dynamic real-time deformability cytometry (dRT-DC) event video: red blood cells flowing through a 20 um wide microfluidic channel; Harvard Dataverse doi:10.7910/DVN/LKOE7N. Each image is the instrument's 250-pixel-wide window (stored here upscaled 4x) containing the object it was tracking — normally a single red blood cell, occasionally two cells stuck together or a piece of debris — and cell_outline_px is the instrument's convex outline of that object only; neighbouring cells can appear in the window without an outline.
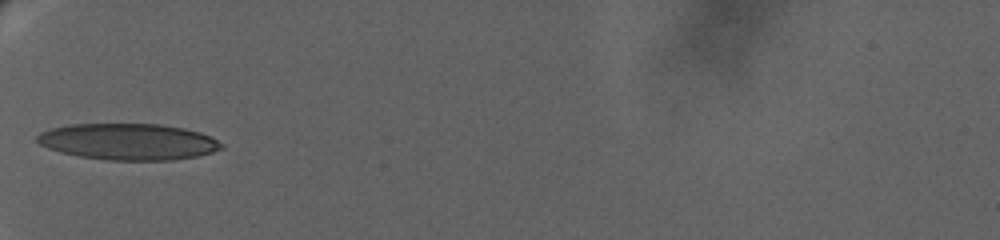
{"species": "human", "species_latin": "Homo sapiens", "temperature_condition": "warm", "stored_images_in_passage": 38, "camera_frame_rate_fps": 3000, "um_per_image_px": 0.085, "donor": {"sex": "female"}, "frame": {"image": 1, "passage_image": 1, "time_ms": 0.0, "image_size_px": [1000, 240], "cell_outline_px": [[224, 148], [212, 152], [196, 156], [168, 160], [108, 160], [80, 156], [60, 152], [48, 148], [40, 144], [36, 140], [36, 136], [40, 132], [48, 128], [68, 124], [160, 124], [184, 128], [200, 132], [224, 144]], "centroid_in_image_um": [10.87, 12.03], "position_along_channel_um": 74.1, "area_um2": 39.07}}
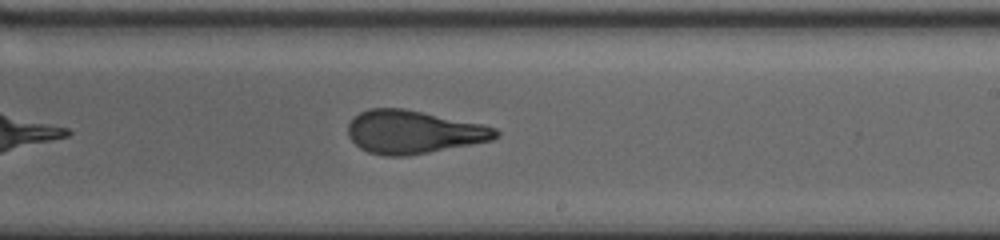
{"frame": {"image": 2, "passage_image": 18, "time_ms": 6.0, "image_size_px": [1000, 240], "cell_outline_px": [[500, 136], [492, 140], [428, 152], [404, 156], [384, 156], [368, 152], [360, 148], [348, 136], [348, 124], [360, 112], [368, 108], [404, 108], [480, 124], [496, 128], [500, 132]], "centroid_in_image_um": [35.12, 11.22], "position_along_channel_um": 253.9, "area_um2": 36.82}}
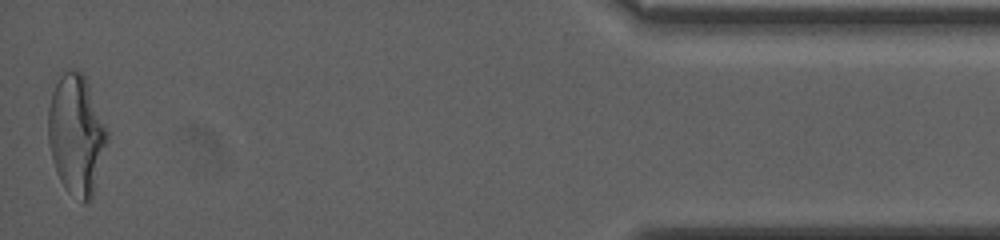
{"frame": {"image": 3, "passage_image": 38, "time_ms": 13.667, "image_size_px": [1000, 240], "cell_outline_px": [[108, 140], [92, 200], [88, 204], [84, 204], [68, 192], [60, 180], [56, 172], [48, 140], [48, 108], [52, 92], [60, 76], [64, 72], [84, 72], [108, 132]], "centroid_in_image_um": [6.5, 11.5], "position_along_channel_um": 428.7, "area_um2": 41.15}, "authors_computed_cell_mechanics": {"area_um2": 37.6856, "velocity_mm_per_s": 3.0867, "shape_relaxation_time_tau1_ms": 9.9006, "shape_relaxation_time_tau2_ms": 1.3384, "deformation_change_tau1": 0.2836, "deformation_change_tau2": 0.0994}}